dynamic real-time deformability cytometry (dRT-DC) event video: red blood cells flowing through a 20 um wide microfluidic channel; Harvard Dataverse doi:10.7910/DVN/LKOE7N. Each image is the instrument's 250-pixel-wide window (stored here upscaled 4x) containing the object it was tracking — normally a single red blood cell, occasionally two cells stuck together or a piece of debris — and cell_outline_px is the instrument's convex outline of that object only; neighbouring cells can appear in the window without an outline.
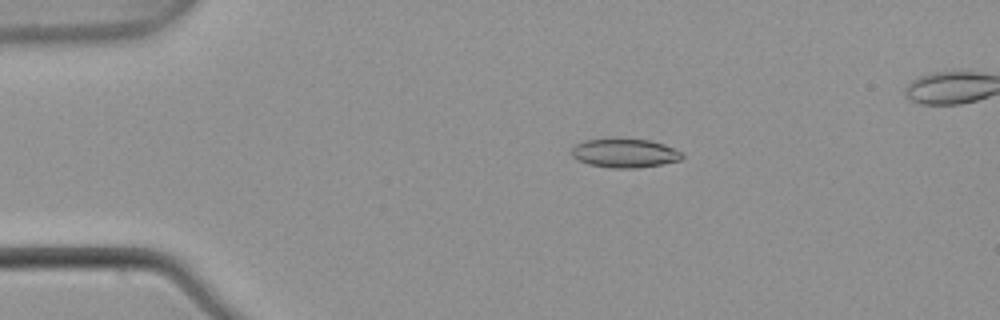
{"species": "common noctule bat (a hibernating species)", "species_latin": "Nyctalus noctula", "temperature_condition": "warm", "stored_images_in_passage": 5, "camera_frame_rate_fps": 3000, "um_per_image_px": 0.085, "animal": {"sex": "male", "body_mass_g": 21.5, "forearm_length_mm": 52.0}, "frame": {"image": 1, "passage_image": 3, "time_ms": 0.667, "image_size_px": [1000, 320], "cell_outline_px": [[684, 156], [680, 160], [660, 164], [636, 168], [612, 168], [588, 164], [572, 156], [572, 148], [576, 144], [584, 140], [616, 136], [648, 140], [664, 144], [684, 152]], "centroid_in_image_um": [53.1, 12.97], "position_along_channel_um": 31.9, "area_um2": 19.13}}